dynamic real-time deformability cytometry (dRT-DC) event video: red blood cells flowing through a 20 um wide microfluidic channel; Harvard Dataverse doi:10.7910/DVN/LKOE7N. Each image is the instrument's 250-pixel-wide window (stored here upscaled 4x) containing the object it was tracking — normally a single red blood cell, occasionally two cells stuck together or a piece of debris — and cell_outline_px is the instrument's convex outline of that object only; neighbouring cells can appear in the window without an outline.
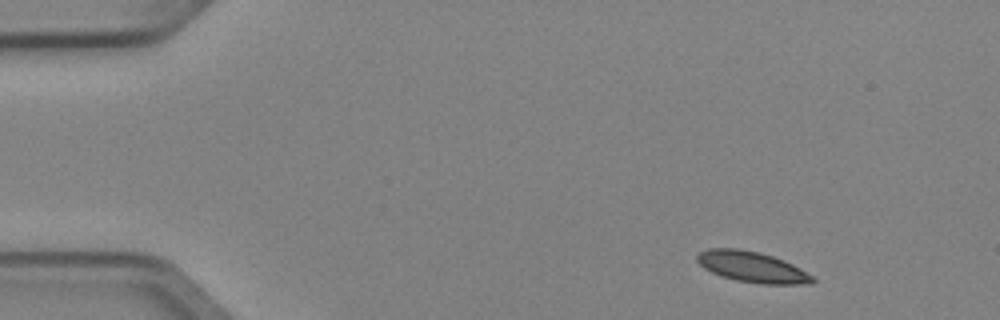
{"species": "Egyptian fruit bat (a non-hibernating species)", "species_latin": "Rousettus aegyptiacus", "temperature_condition": "cold", "stored_images_in_passage": 5, "camera_frame_rate_fps": 3000, "um_per_image_px": 0.085, "animal": {"sex": "female"}, "frame": {"image": 1, "passage_image": 1, "time_ms": 0.0, "image_size_px": [1000, 320], "cell_outline_px": [[816, 280], [812, 284], [764, 284], [736, 280], [712, 272], [704, 268], [696, 260], [696, 256], [700, 252], [708, 248], [736, 248], [760, 252], [784, 260], [800, 268], [812, 276]], "centroid_in_image_um": [63.94, 22.68], "position_along_channel_um": 21.1, "area_um2": 20.58}}
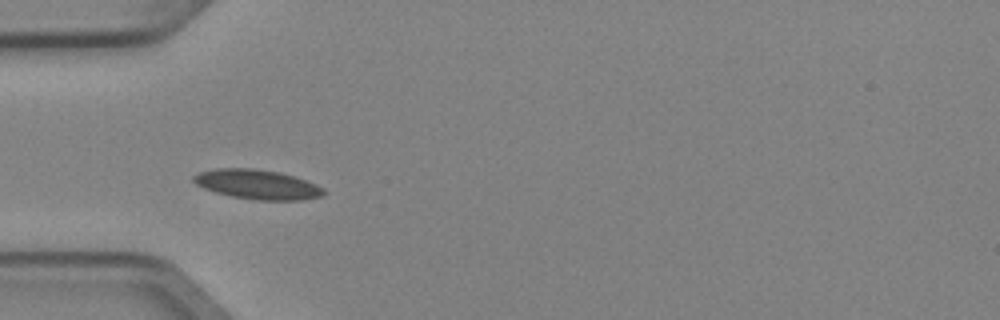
{"frame": {"image": 2, "passage_image": 4, "time_ms": 1.0, "image_size_px": [1000, 320], "cell_outline_px": [[324, 196], [300, 200], [256, 200], [232, 196], [216, 192], [204, 188], [196, 184], [192, 180], [192, 176], [200, 172], [216, 168], [252, 168], [280, 172], [316, 184], [324, 188]], "centroid_in_image_um": [21.87, 15.67], "position_along_channel_um": 63.1, "area_um2": 22.31}}
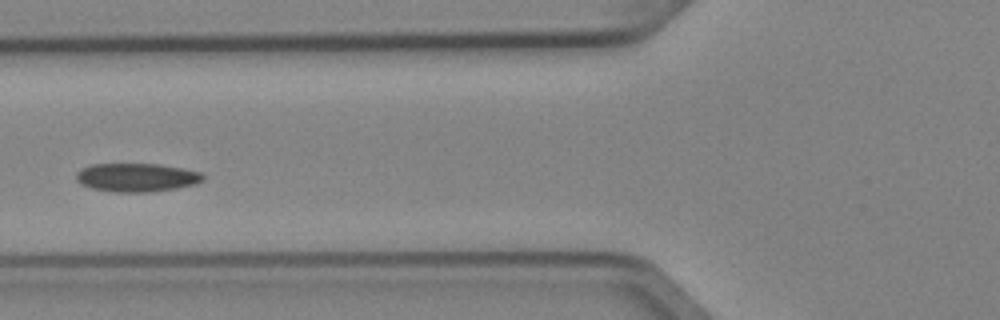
{"frame": {"image": 3, "passage_image": 5, "time_ms": 1.333, "image_size_px": [1000, 320], "cell_outline_px": [[204, 180], [196, 184], [176, 188], [148, 192], [116, 192], [92, 188], [80, 184], [76, 180], [76, 172], [80, 168], [92, 164], [160, 164], [184, 168], [200, 172], [204, 176]], "centroid_in_image_um": [11.61, 15.07], "position_along_channel_um": 114.2, "area_um2": 21.21}}